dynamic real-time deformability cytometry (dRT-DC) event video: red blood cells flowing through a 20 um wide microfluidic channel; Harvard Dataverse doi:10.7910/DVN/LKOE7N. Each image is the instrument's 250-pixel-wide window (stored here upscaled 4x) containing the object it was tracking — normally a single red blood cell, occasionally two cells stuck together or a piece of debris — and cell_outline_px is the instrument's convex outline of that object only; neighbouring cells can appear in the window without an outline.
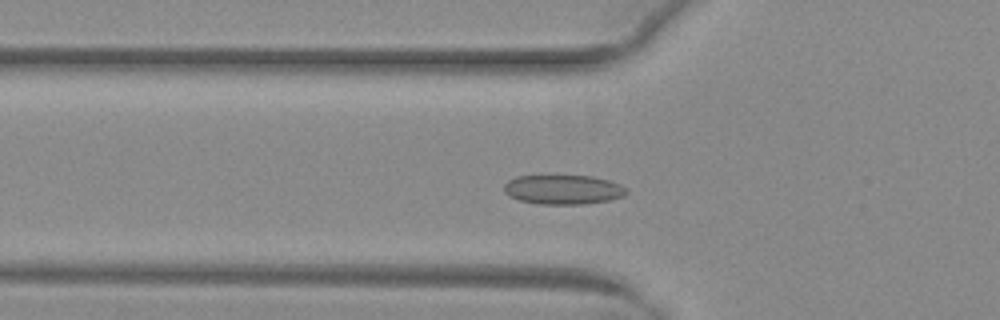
{"species": "common noctule bat (a hibernating species)", "species_latin": "Nyctalus noctula", "temperature_condition": "warm", "stored_images_in_passage": 47, "camera_frame_rate_fps": 3000, "um_per_image_px": 0.085, "animal": {"sex": "female", "body_mass_g": 29.2, "forearm_length_mm": 56.3}, "frame": {"image": 1, "passage_image": 14, "time_ms": 4.333, "image_size_px": [1000, 320], "cell_outline_px": [[628, 192], [624, 196], [608, 200], [584, 204], [540, 204], [520, 200], [508, 196], [504, 192], [504, 184], [508, 180], [516, 176], [592, 176], [608, 180], [620, 184]], "centroid_in_image_um": [47.84, 16.11], "position_along_channel_um": 78.0, "area_um2": 20.92}}
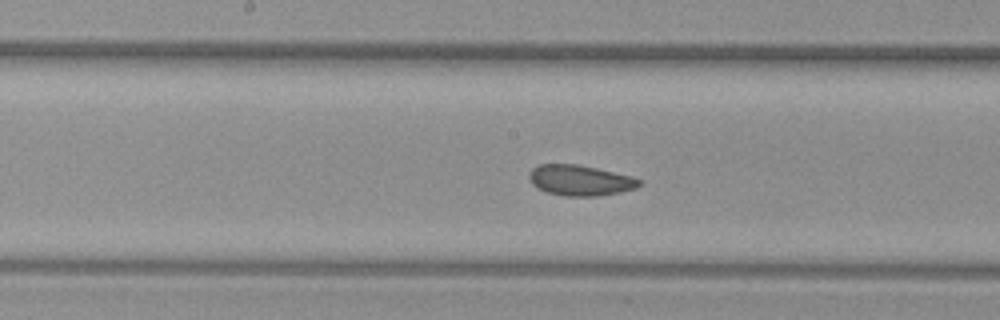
{"frame": {"image": 2, "passage_image": 23, "time_ms": 7.333, "image_size_px": [1000, 320], "cell_outline_px": [[644, 184], [636, 188], [620, 192], [600, 196], [564, 196], [548, 192], [536, 188], [528, 180], [528, 172], [532, 168], [540, 164], [576, 164], [596, 168], [632, 176], [640, 180]], "centroid_in_image_um": [49.3, 15.33], "position_along_channel_um": 198.9, "area_um2": 19.83}}
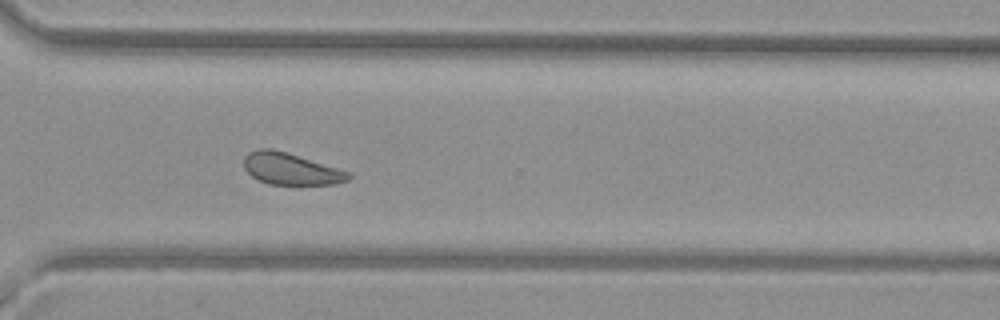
{"frame": {"image": 3, "passage_image": 34, "time_ms": 11.0, "image_size_px": [1000, 320], "cell_outline_px": [[352, 176], [348, 180], [336, 184], [268, 184], [252, 176], [244, 168], [244, 156], [248, 152], [256, 148], [272, 148], [352, 172]], "centroid_in_image_um": [24.72, 14.34], "position_along_channel_um": 345.9, "area_um2": 19.36}, "authors_computed_cell_mechanics": {"area_um2": 20.519, "velocity_mm_per_s": 4.0139, "shape_relaxation_time_tau1_ms": 5.5409, "shape_relaxation_time_tau2_ms": 2.8576, "deformation_change_tau1": 0.0886, "deformation_change_tau2": 0.0798}}